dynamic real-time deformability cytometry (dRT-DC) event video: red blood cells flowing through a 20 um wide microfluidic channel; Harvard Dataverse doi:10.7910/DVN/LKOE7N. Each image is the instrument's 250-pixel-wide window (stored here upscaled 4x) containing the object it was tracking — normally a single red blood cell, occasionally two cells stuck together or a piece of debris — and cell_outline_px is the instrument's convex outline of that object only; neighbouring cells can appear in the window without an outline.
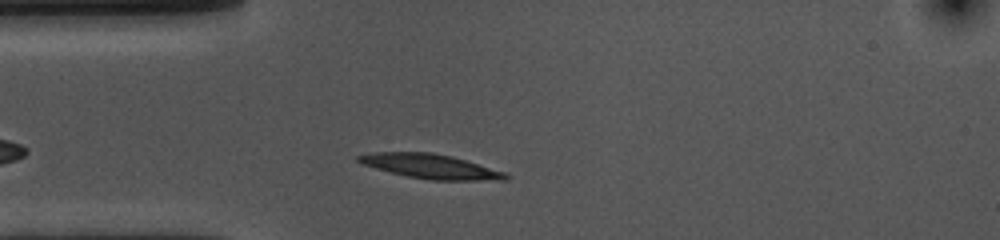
{"species": "common noctule bat (a hibernating species)", "species_latin": "Nyctalus noctula", "temperature_condition": "cold", "stored_images_in_passage": 36, "camera_frame_rate_fps": 3000, "um_per_image_px": 0.085, "animal": {"sex": "female", "body_mass_g": 10.0, "forearm_length_mm": 53.1}, "frame": {"image": 1, "passage_image": 6, "time_ms": 1.667, "image_size_px": [1000, 240], "cell_outline_px": [[512, 176], [504, 180], [432, 180], [408, 176], [376, 168], [364, 164], [356, 160], [356, 156], [372, 152], [432, 152], [452, 156], [504, 172]], "centroid_in_image_um": [36.6, 14.13], "position_along_channel_um": 48.4, "area_um2": 20.69}}
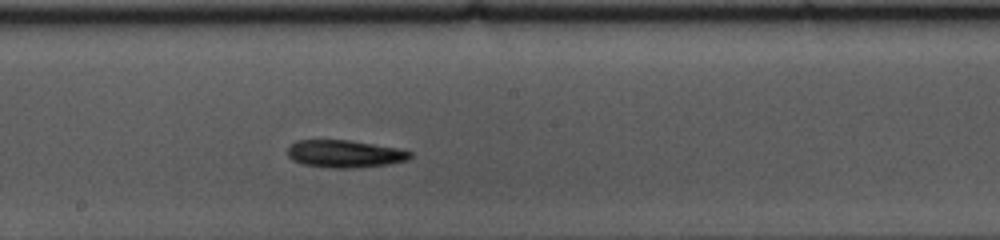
{"frame": {"image": 2, "passage_image": 21, "time_ms": 6.667, "image_size_px": [1000, 240], "cell_outline_px": [[412, 156], [408, 160], [388, 164], [356, 168], [332, 168], [304, 164], [292, 160], [288, 156], [288, 148], [296, 140], [348, 140], [396, 148], [412, 152]], "centroid_in_image_um": [29.3, 13.08], "position_along_channel_um": 218.9, "area_um2": 19.48}}
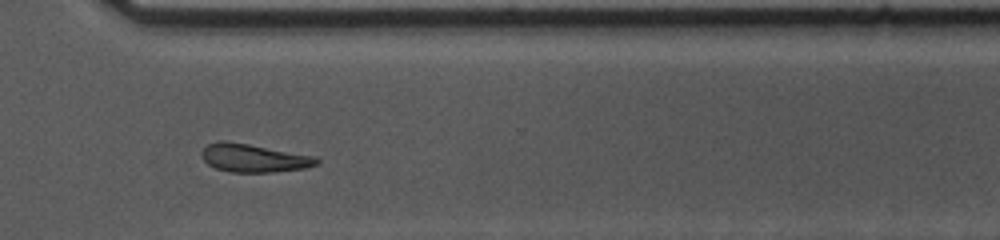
{"frame": {"image": 3, "passage_image": 32, "time_ms": 10.333, "image_size_px": [1000, 240], "cell_outline_px": [[320, 164], [304, 168], [272, 172], [232, 172], [216, 168], [208, 164], [204, 160], [200, 152], [208, 144], [220, 140], [224, 140], [248, 144], [316, 156], [320, 160]], "centroid_in_image_um": [21.59, 13.43], "position_along_channel_um": 349.0, "area_um2": 18.84}, "authors_computed_cell_mechanics": {"area_um2": 19.5075, "velocity_mm_per_s": 3.5482, "shape_relaxation_time_tau1_ms": 4.4532, "shape_relaxation_time_tau2_ms": null, "deformation_change_tau1": 0.1277, "deformation_change_tau2": null}}